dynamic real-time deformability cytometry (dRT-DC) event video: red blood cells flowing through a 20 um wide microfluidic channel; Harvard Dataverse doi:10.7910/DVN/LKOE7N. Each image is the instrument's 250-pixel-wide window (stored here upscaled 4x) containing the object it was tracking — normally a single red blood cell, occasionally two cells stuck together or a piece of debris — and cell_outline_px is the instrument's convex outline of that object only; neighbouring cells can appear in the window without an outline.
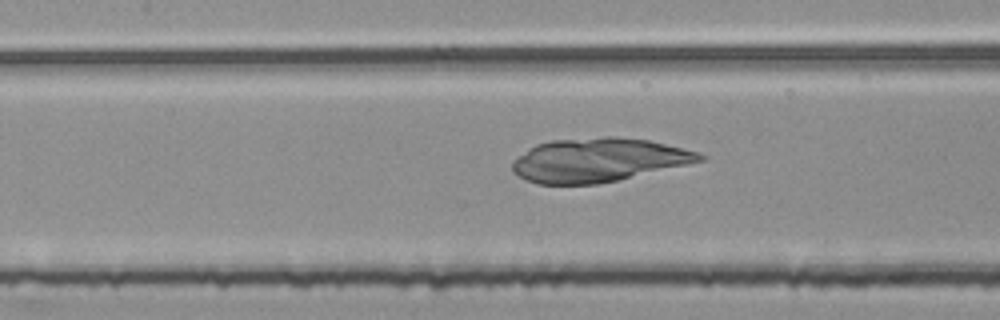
{"species": "common noctule bat (a hibernating species)", "species_latin": "Nyctalus noctula", "temperature_condition": "room temperature", "stored_images_in_passage": 49, "camera_frame_rate_fps": 3000, "um_per_image_px": 0.085, "animal": {"sex": "female", "body_mass_g": 25.1}, "frame": {"image": 1, "passage_image": 20, "time_ms": 6.333, "image_size_px": [1000, 320], "cell_outline_px": [[708, 156], [704, 160], [688, 164], [620, 180], [596, 184], [536, 184], [524, 180], [512, 172], [512, 160], [536, 144], [548, 140], [604, 136], [616, 136], [648, 140], [684, 148], [700, 152]], "centroid_in_image_um": [50.85, 13.6], "position_along_channel_um": 156.6, "area_um2": 48.26}}
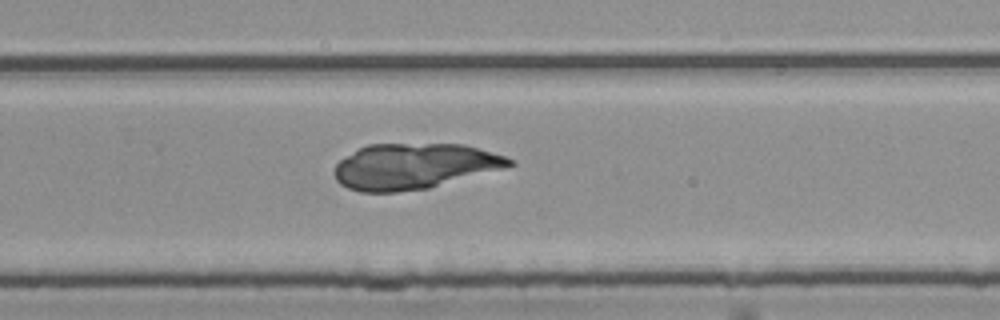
{"frame": {"image": 2, "passage_image": 31, "time_ms": 10.0, "image_size_px": [1000, 320], "cell_outline_px": [[516, 164], [428, 188], [396, 192], [360, 192], [348, 188], [340, 184], [336, 180], [332, 172], [336, 164], [340, 160], [360, 148], [368, 144], [464, 144], [504, 156], [516, 160]], "centroid_in_image_um": [35.14, 14.13], "position_along_channel_um": 294.7, "area_um2": 46.18}}
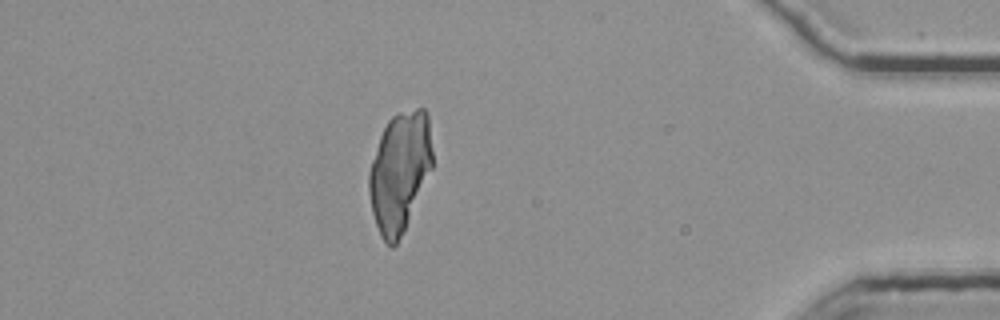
{"frame": {"image": 3, "passage_image": 43, "time_ms": 14.0, "image_size_px": [1000, 320], "cell_outline_px": [[432, 168], [404, 228], [396, 244], [392, 248], [380, 236], [372, 212], [368, 192], [368, 172], [380, 136], [388, 120], [396, 112], [416, 108], [424, 108], [428, 112], [432, 152]], "centroid_in_image_um": [33.96, 14.54], "position_along_channel_um": 401.2, "area_um2": 43.99}}